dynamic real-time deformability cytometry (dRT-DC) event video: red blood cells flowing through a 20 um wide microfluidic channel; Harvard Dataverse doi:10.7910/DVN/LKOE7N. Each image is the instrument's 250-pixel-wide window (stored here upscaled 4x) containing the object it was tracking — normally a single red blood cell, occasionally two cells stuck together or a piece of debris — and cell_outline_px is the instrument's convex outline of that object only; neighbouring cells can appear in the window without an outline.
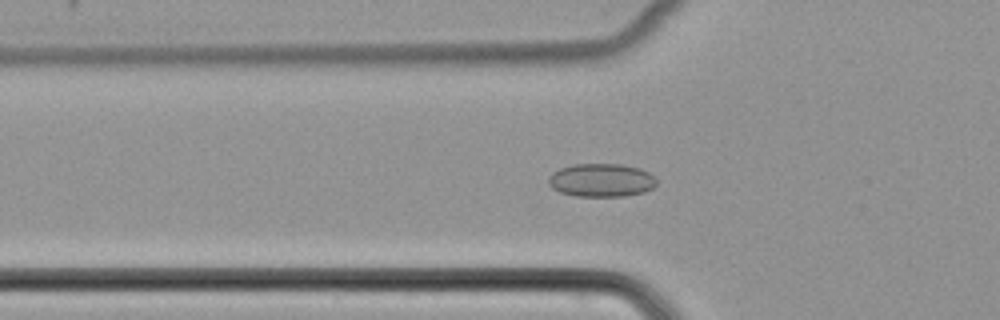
{"species": "common noctule bat (a hibernating species)", "species_latin": "Nyctalus noctula", "temperature_condition": "cold", "stored_images_in_passage": 36, "camera_frame_rate_fps": 3000, "um_per_image_px": 0.085, "animal": {"sex": "female", "body_mass_g": 22.7, "forearm_length_mm": 54.2}, "frame": {"image": 1, "passage_image": 3, "time_ms": 0.667, "image_size_px": [1000, 320], "cell_outline_px": [[656, 184], [652, 188], [644, 192], [624, 196], [576, 196], [560, 192], [552, 188], [548, 184], [548, 176], [552, 172], [560, 168], [572, 164], [620, 164], [640, 168], [656, 176]], "centroid_in_image_um": [51.1, 15.31], "position_along_channel_um": 74.7, "area_um2": 21.15}}
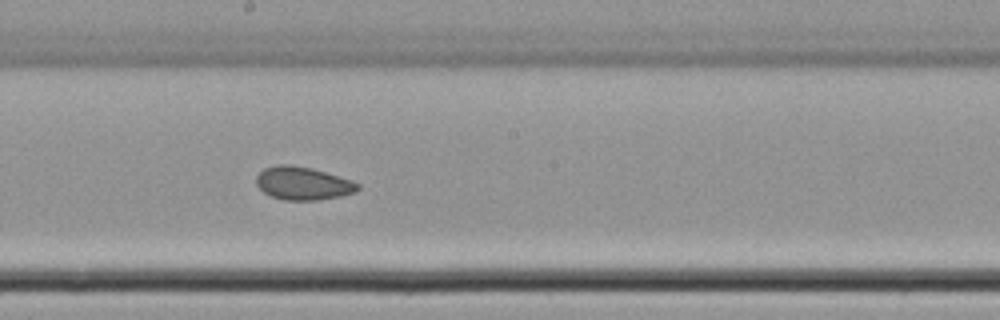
{"frame": {"image": 2, "passage_image": 14, "time_ms": 4.333, "image_size_px": [1000, 320], "cell_outline_px": [[360, 188], [356, 192], [340, 196], [316, 200], [284, 200], [272, 196], [264, 192], [256, 184], [256, 176], [264, 168], [280, 164], [292, 164], [312, 168], [352, 180], [360, 184]], "centroid_in_image_um": [25.76, 15.57], "position_along_channel_um": 222.4, "area_um2": 19.59}}
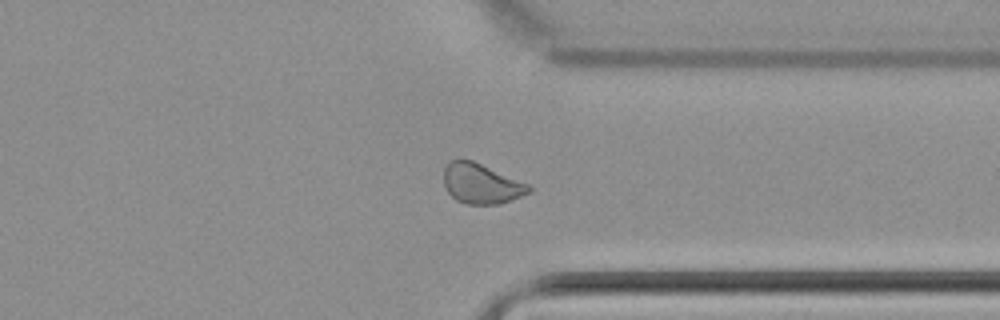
{"frame": {"image": 3, "passage_image": 25, "time_ms": 8.0, "image_size_px": [1000, 320], "cell_outline_px": [[532, 192], [500, 204], [468, 204], [456, 200], [448, 192], [444, 184], [444, 168], [448, 160], [472, 160], [528, 184], [532, 188]], "centroid_in_image_um": [40.9, 15.62], "position_along_channel_um": 370.5, "area_um2": 19.77}}